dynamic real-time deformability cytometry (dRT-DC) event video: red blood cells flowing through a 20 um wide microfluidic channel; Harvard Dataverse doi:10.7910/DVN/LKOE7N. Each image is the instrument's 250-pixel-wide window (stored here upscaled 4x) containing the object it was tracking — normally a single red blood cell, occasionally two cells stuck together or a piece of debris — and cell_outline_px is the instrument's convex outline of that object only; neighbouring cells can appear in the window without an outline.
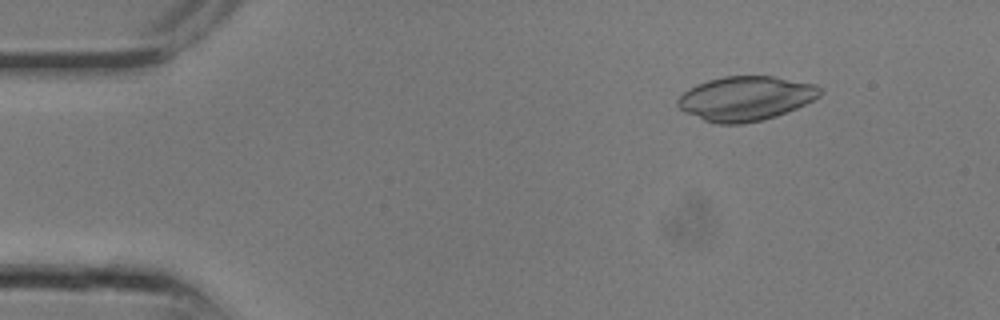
{"species": "common noctule bat (a hibernating species)", "species_latin": "Nyctalus noctula", "temperature_condition": "room temperature", "stored_images_in_passage": 6, "camera_frame_rate_fps": 3000, "um_per_image_px": 0.085, "animal": {"sex": "male", "body_mass_g": 13.3}, "frame": {"image": 1, "passage_image": 3, "time_ms": 0.667, "image_size_px": [1000, 320], "cell_outline_px": [[824, 92], [820, 96], [796, 108], [776, 116], [760, 120], [740, 124], [716, 124], [704, 120], [684, 112], [676, 104], [676, 100], [688, 88], [696, 84], [708, 80], [724, 76], [772, 76], [816, 84], [824, 88]], "centroid_in_image_um": [63.39, 8.36], "position_along_channel_um": 21.6, "area_um2": 36.93}}